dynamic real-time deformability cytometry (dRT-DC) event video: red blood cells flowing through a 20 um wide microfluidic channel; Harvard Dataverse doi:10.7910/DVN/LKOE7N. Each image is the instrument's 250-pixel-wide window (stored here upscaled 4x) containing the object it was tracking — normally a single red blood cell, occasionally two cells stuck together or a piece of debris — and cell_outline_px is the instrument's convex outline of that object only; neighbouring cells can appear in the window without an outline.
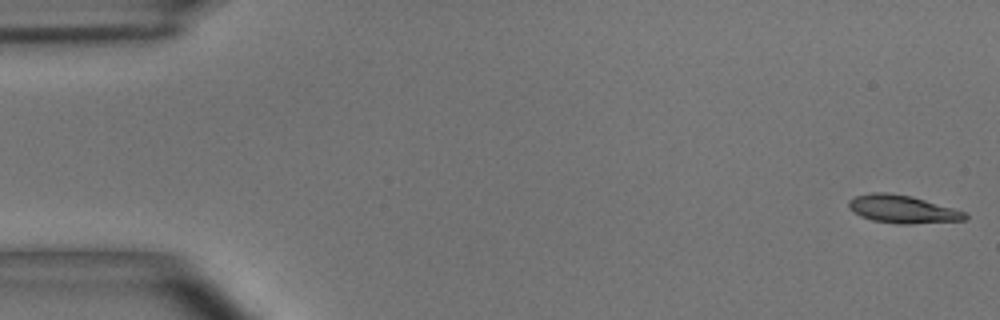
{"species": "common noctule bat (a hibernating species)", "species_latin": "Nyctalus noctula", "temperature_condition": "room temperature", "stored_images_in_passage": 16, "camera_frame_rate_fps": 3000, "um_per_image_px": 0.085, "animal": {"sex": "male", "body_mass_g": 15.6}, "frame": {"image": 1, "passage_image": 1, "time_ms": 0.0, "image_size_px": [1000, 320], "cell_outline_px": [[968, 216], [964, 220], [908, 224], [896, 224], [872, 220], [860, 216], [848, 208], [848, 200], [856, 196], [872, 192], [884, 192], [912, 196], [952, 208], [964, 212]], "centroid_in_image_um": [76.66, 17.78], "position_along_channel_um": 8.3, "area_um2": 18.79}}
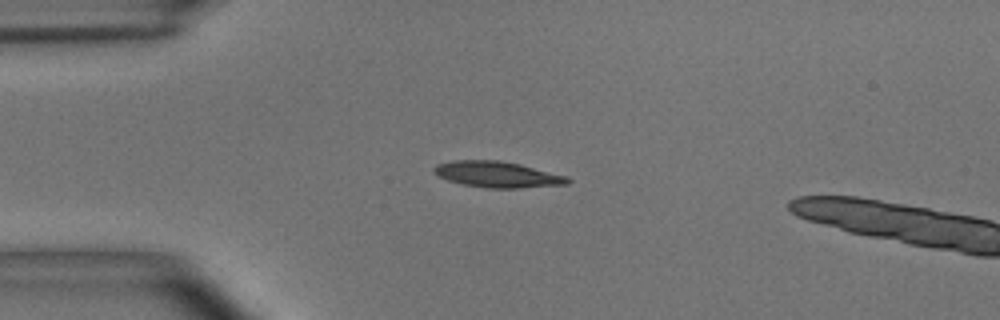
{"frame": {"image": 2, "passage_image": 13, "time_ms": 4.0, "image_size_px": [1000, 320], "cell_outline_px": [[572, 180], [568, 184], [520, 188], [484, 188], [464, 184], [448, 180], [432, 172], [432, 168], [436, 164], [452, 160], [500, 160], [520, 164], [568, 176]], "centroid_in_image_um": [42.28, 14.82], "position_along_channel_um": 42.7, "area_um2": 20.4}}